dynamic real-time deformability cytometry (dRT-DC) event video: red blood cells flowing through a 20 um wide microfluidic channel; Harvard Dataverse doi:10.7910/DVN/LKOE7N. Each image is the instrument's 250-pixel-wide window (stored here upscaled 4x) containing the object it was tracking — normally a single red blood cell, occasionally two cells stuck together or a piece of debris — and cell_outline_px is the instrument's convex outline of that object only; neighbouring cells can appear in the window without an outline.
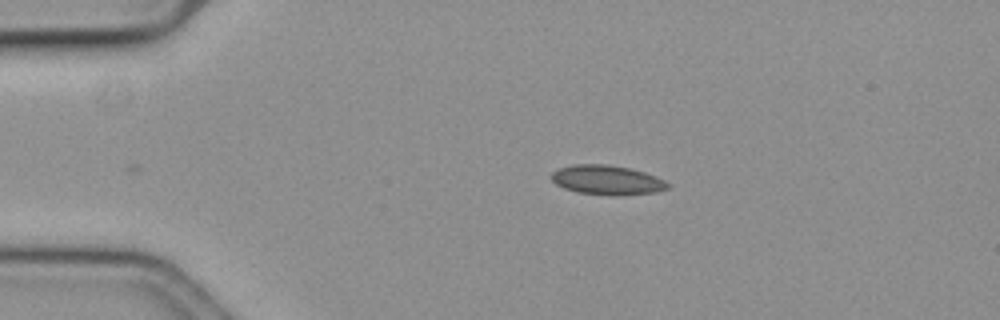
{"species": "common noctule bat (a hibernating species)", "species_latin": "Nyctalus noctula", "temperature_condition": "cold", "stored_images_in_passage": 42, "camera_frame_rate_fps": 3000, "um_per_image_px": 0.085, "animal": {"sex": "female", "body_mass_g": 19.3, "forearm_length_mm": 54.1}, "frame": {"image": 1, "passage_image": 1, "time_ms": 0.0, "image_size_px": [1000, 320], "cell_outline_px": [[672, 184], [668, 188], [656, 192], [620, 196], [612, 196], [576, 192], [564, 188], [556, 184], [548, 176], [552, 172], [560, 168], [572, 164], [604, 164], [628, 168], [644, 172], [656, 176]], "centroid_in_image_um": [51.59, 15.31], "position_along_channel_um": 33.4, "area_um2": 20.23}}
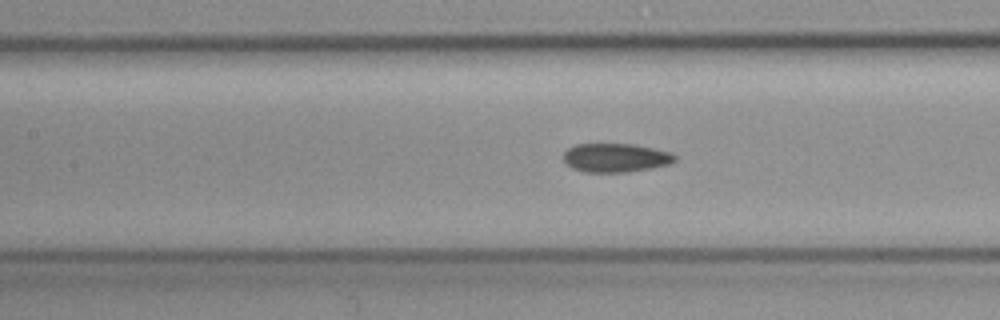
{"frame": {"image": 2, "passage_image": 15, "time_ms": 4.667, "image_size_px": [1000, 320], "cell_outline_px": [[676, 160], [668, 164], [628, 172], [584, 172], [572, 168], [564, 160], [564, 152], [568, 148], [576, 144], [632, 144], [672, 152], [676, 156]], "centroid_in_image_um": [52.32, 13.4], "position_along_channel_um": 155.1, "area_um2": 18.55}}
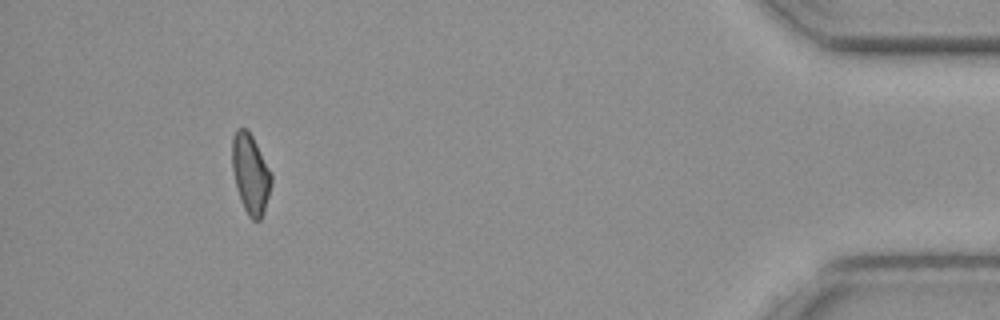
{"frame": {"image": 3, "passage_image": 42, "time_ms": 13.667, "image_size_px": [1000, 320], "cell_outline_px": [[272, 184], [264, 212], [260, 220], [252, 220], [248, 216], [240, 200], [236, 188], [232, 168], [232, 136], [236, 128], [244, 128], [252, 136], [272, 172]], "centroid_in_image_um": [21.29, 14.79], "position_along_channel_um": 413.9, "area_um2": 18.38}, "authors_computed_cell_mechanics": {"area_um2": 18.8717, "velocity_mm_per_s": 3.6281, "shape_relaxation_time_tau1_ms": null, "shape_relaxation_time_tau2_ms": 5.0482, "deformation_change_tau1": null, "deformation_change_tau2": 0.0931}}